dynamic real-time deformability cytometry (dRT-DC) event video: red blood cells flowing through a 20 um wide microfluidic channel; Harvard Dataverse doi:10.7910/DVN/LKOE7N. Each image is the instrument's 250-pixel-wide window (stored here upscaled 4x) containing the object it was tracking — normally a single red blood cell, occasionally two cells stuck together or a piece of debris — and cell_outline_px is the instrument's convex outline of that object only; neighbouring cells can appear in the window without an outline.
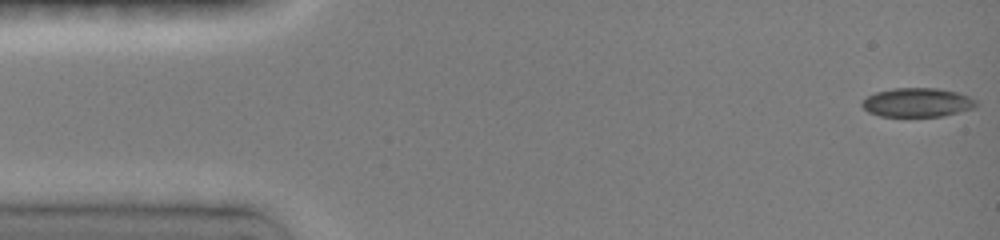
{"species": "common noctule bat (a hibernating species)", "species_latin": "Nyctalus noctula", "temperature_condition": "room temperature", "stored_images_in_passage": 48, "camera_frame_rate_fps": 3000, "um_per_image_px": 0.085, "animal": {"sex": "female", "body_mass_g": 19.0, "forearm_length_mm": 51.5}, "frame": {"image": 1, "passage_image": 1, "time_ms": 0.0, "image_size_px": [1000, 240], "cell_outline_px": [[976, 104], [972, 108], [940, 116], [880, 116], [868, 112], [860, 104], [868, 96], [876, 92], [892, 88], [940, 88], [956, 92], [968, 96], [976, 100]], "centroid_in_image_um": [77.93, 8.7], "position_along_channel_um": 7.1, "area_um2": 19.02}}
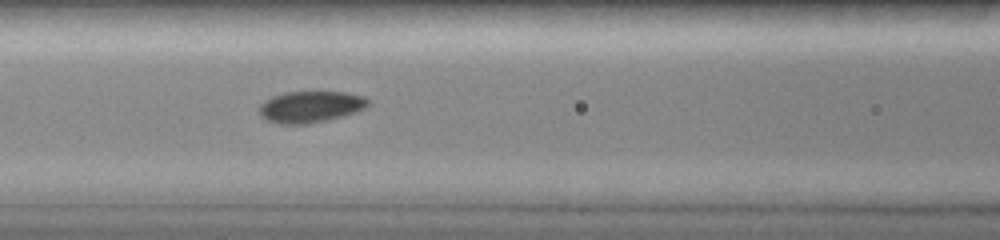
{"frame": {"image": 2, "passage_image": 20, "time_ms": 6.333, "image_size_px": [1000, 240], "cell_outline_px": [[368, 104], [364, 108], [356, 112], [308, 124], [280, 124], [268, 120], [260, 116], [260, 104], [276, 96], [288, 92], [344, 92], [364, 96], [368, 100]], "centroid_in_image_um": [26.4, 9.08], "position_along_channel_um": 140.2, "area_um2": 19.48}}
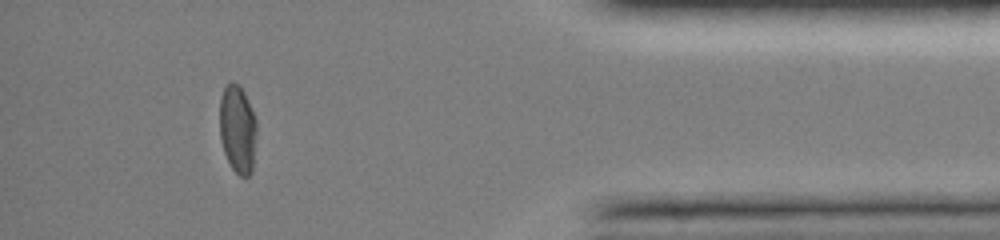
{"frame": {"image": 3, "passage_image": 43, "time_ms": 14.0, "image_size_px": [1000, 240], "cell_outline_px": [[256, 132], [252, 172], [248, 176], [240, 176], [232, 168], [224, 152], [220, 136], [220, 96], [224, 88], [232, 80], [244, 92], [256, 120]], "centroid_in_image_um": [20.19, 10.98], "position_along_channel_um": 415.0, "area_um2": 18.79}}